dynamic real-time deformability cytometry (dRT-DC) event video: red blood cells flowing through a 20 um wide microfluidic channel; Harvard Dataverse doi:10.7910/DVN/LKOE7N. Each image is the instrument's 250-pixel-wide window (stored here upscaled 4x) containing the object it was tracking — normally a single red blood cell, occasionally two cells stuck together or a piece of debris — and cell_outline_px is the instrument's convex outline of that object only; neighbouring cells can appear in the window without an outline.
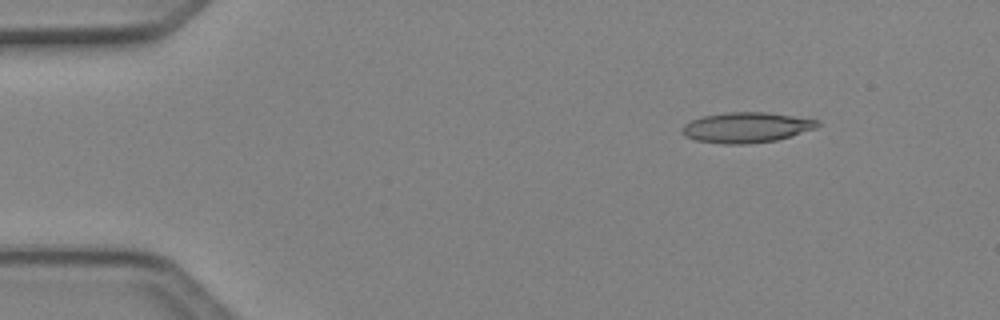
{"species": "Egyptian fruit bat (a non-hibernating species)", "species_latin": "Rousettus aegyptiacus", "temperature_condition": "cold", "stored_images_in_passage": 5, "camera_frame_rate_fps": 3000, "um_per_image_px": 0.085, "animal": {"sex": "female"}, "frame": {"image": 1, "passage_image": 2, "time_ms": 0.333, "image_size_px": [1000, 320], "cell_outline_px": [[820, 124], [816, 128], [776, 140], [744, 144], [724, 144], [696, 140], [684, 136], [680, 132], [684, 124], [692, 120], [704, 116], [728, 112], [764, 112], [820, 120]], "centroid_in_image_um": [63.42, 10.83], "position_along_channel_um": 21.6, "area_um2": 23.76}}